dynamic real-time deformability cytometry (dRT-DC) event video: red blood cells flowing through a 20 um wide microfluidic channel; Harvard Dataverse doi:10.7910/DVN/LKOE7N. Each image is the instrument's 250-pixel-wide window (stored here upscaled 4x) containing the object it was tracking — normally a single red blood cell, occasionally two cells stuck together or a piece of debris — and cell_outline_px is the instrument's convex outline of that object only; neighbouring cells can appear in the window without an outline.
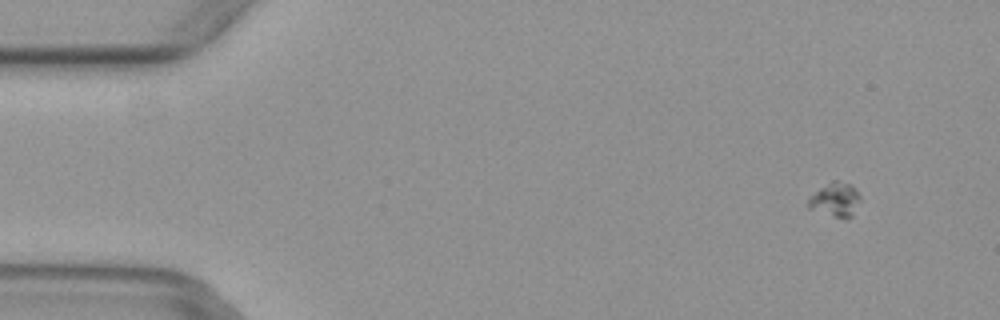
{"species": "common noctule bat (a hibernating species)", "species_latin": "Nyctalus noctula", "temperature_condition": "warm", "stored_images_in_passage": 4, "camera_frame_rate_fps": 3000, "um_per_image_px": 0.085, "animal": {"sex": "female", "body_mass_g": 29.2, "forearm_length_mm": 56.3}, "frame": {"image": 1, "passage_image": 1, "time_ms": 0.0, "image_size_px": [1000, 320], "cell_outline_px": [[860, 200], [852, 216], [836, 216], [808, 208], [808, 196], [832, 180], [836, 180], [848, 184], [856, 188], [860, 196]], "centroid_in_image_um": [70.98, 16.93], "position_along_channel_um": 14.0, "area_um2": 10.0}}